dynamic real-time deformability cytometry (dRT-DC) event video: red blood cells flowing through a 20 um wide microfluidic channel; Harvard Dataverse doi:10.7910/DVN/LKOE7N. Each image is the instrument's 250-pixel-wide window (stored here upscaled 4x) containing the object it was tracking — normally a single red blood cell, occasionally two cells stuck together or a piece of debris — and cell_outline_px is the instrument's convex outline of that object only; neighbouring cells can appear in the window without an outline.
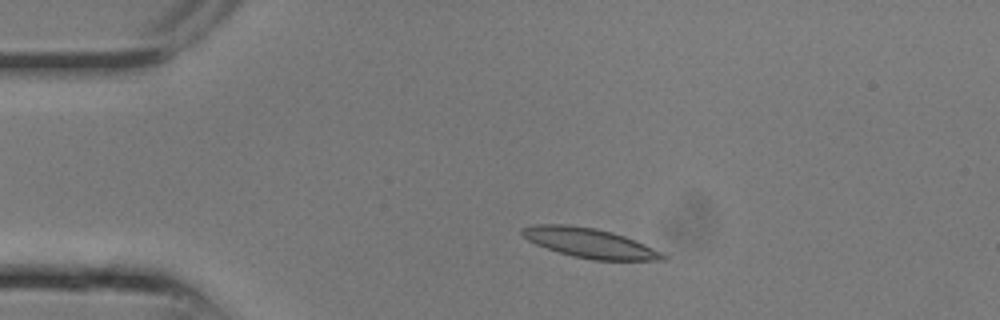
{"species": "common noctule bat (a hibernating species)", "species_latin": "Nyctalus noctula", "temperature_condition": "room temperature", "stored_images_in_passage": 5, "camera_frame_rate_fps": 3000, "um_per_image_px": 0.085, "animal": {"sex": "male", "body_mass_g": 13.3}, "frame": {"image": 1, "passage_image": 3, "time_ms": 0.667, "image_size_px": [1000, 320], "cell_outline_px": [[668, 256], [664, 260], [592, 260], [572, 256], [536, 244], [528, 240], [520, 232], [520, 228], [532, 224], [568, 224], [596, 228], [612, 232], [624, 236], [644, 244]], "centroid_in_image_um": [50.08, 20.64], "position_along_channel_um": 34.9, "area_um2": 24.16}}